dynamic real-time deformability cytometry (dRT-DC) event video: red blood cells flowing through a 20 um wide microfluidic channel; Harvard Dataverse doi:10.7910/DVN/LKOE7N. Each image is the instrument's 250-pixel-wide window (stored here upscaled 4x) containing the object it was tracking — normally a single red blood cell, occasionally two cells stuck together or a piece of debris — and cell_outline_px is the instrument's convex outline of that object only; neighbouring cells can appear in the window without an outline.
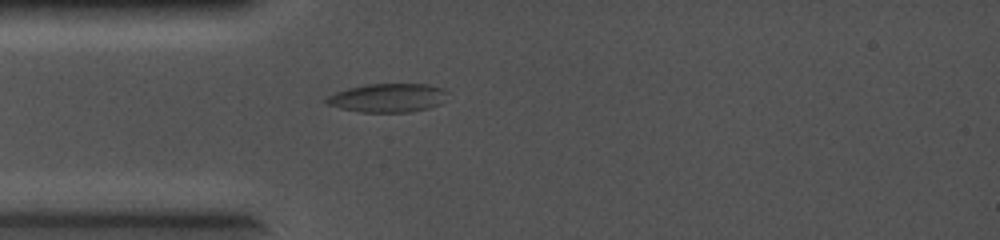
{"species": "common noctule bat (a hibernating species)", "species_latin": "Nyctalus noctula", "temperature_condition": "cold", "stored_images_in_passage": 50, "camera_frame_rate_fps": 5000, "um_per_image_px": 0.085, "animal": {"sex": "female", "body_mass_g": 19.0, "forearm_length_mm": 56.7}, "frame": {"image": 1, "passage_image": 1, "time_ms": 0.0, "image_size_px": [1000, 240], "cell_outline_px": [[448, 92], [440, 104], [428, 108], [408, 112], [360, 112], [340, 108], [324, 104], [324, 100], [328, 96], [336, 92], [348, 88], [364, 84], [428, 84], [444, 88]], "centroid_in_image_um": [32.94, 8.31], "position_along_channel_um": 52.1, "area_um2": 20.35}}
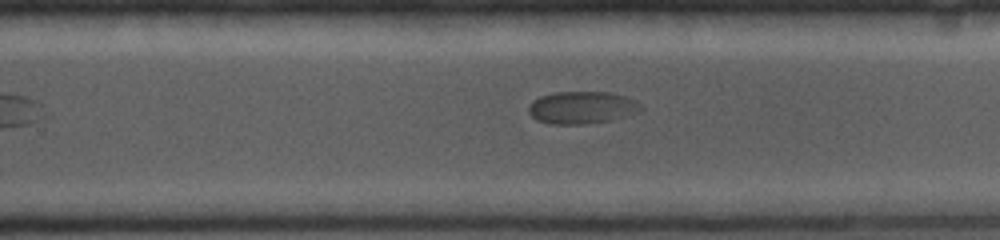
{"frame": {"image": 2, "passage_image": 26, "time_ms": 5.0, "image_size_px": [1000, 240], "cell_outline_px": [[644, 108], [640, 112], [612, 120], [584, 124], [548, 124], [536, 120], [528, 112], [528, 108], [532, 100], [540, 96], [552, 92], [612, 92], [636, 100]], "centroid_in_image_um": [49.46, 9.14], "position_along_channel_um": 280.3, "area_um2": 21.5}}
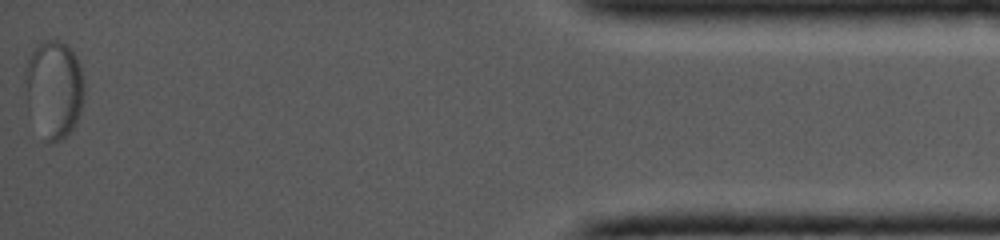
{"frame": {"image": 3, "passage_image": 50, "time_ms": 9.8, "image_size_px": [1000, 240], "cell_outline_px": [[84, 100], [76, 124], [64, 140], [44, 140], [28, 108], [24, 72], [28, 60], [32, 52], [44, 40], [60, 40], [76, 56], [84, 80]], "centroid_in_image_um": [4.61, 7.58], "position_along_channel_um": 430.6, "area_um2": 33.47}}